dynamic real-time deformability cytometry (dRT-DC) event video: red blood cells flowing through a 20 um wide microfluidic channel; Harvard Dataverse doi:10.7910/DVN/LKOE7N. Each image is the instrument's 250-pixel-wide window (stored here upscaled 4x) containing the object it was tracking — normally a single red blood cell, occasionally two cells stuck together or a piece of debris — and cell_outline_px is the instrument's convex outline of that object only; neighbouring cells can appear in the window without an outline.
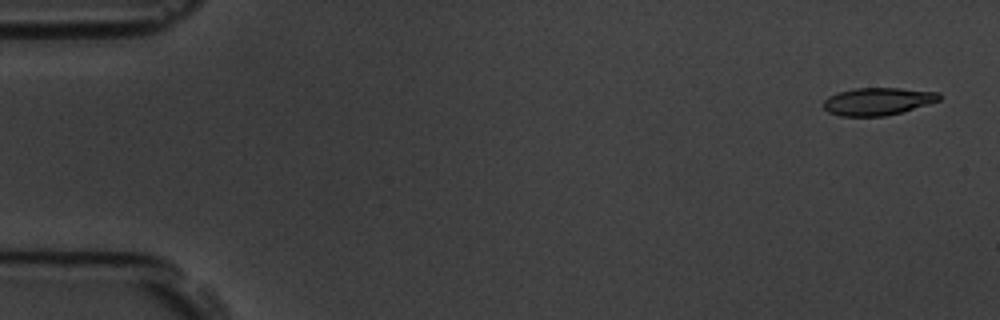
{"species": "common noctule bat (a hibernating species)", "species_latin": "Nyctalus noctula", "temperature_condition": "room temperature", "stored_images_in_passage": 4, "camera_frame_rate_fps": 3000, "um_per_image_px": 0.085, "animal": {"sex": "male", "body_mass_g": 19.5, "forearm_length_mm": 54.6}, "frame": {"image": 1, "passage_image": 1, "time_ms": 0.0, "image_size_px": [1000, 320], "cell_outline_px": [[940, 100], [928, 104], [900, 112], [884, 116], [840, 116], [828, 112], [824, 108], [824, 100], [828, 96], [836, 92], [856, 88], [900, 88], [940, 92]], "centroid_in_image_um": [74.58, 8.61], "position_along_channel_um": 10.4, "area_um2": 18.55}}
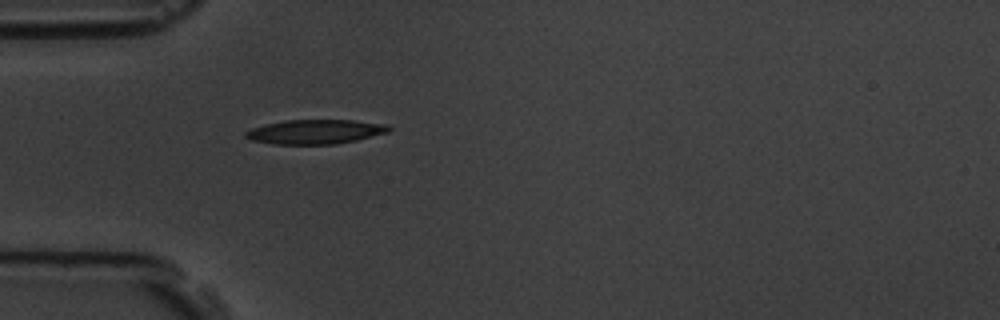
{"frame": {"image": 2, "passage_image": 4, "time_ms": 4.667, "image_size_px": [1000, 320], "cell_outline_px": [[392, 128], [388, 132], [356, 140], [336, 144], [272, 144], [252, 140], [244, 136], [244, 132], [252, 128], [264, 124], [284, 120], [352, 120], [388, 124]], "centroid_in_image_um": [26.79, 11.19], "position_along_channel_um": 58.2, "area_um2": 20.4}}